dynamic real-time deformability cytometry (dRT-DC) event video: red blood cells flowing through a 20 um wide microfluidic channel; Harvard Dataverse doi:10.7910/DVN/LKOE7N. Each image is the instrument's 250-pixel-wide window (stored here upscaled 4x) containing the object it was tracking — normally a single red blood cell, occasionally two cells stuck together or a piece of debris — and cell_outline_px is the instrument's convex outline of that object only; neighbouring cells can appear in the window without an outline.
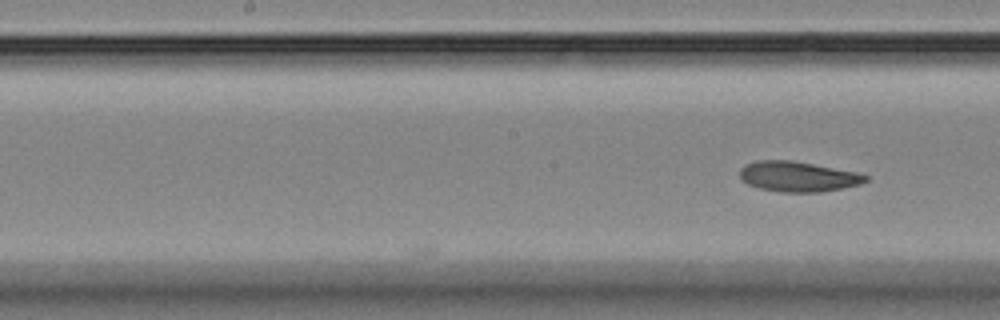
{"species": "Egyptian fruit bat (a non-hibernating species)", "species_latin": "Rousettus aegyptiacus", "temperature_condition": "room temperature", "stored_images_in_passage": 9, "camera_frame_rate_fps": 3000, "um_per_image_px": 0.085, "animal": {"sex": "female"}, "frame": {"image": 1, "passage_image": 9, "time_ms": 10.333, "image_size_px": [1000, 320], "cell_outline_px": [[868, 180], [860, 184], [820, 192], [780, 192], [760, 188], [748, 184], [740, 176], [740, 168], [744, 164], [756, 160], [792, 160], [856, 172], [868, 176]], "centroid_in_image_um": [67.8, 15.0], "position_along_channel_um": 180.4, "area_um2": 22.02}}